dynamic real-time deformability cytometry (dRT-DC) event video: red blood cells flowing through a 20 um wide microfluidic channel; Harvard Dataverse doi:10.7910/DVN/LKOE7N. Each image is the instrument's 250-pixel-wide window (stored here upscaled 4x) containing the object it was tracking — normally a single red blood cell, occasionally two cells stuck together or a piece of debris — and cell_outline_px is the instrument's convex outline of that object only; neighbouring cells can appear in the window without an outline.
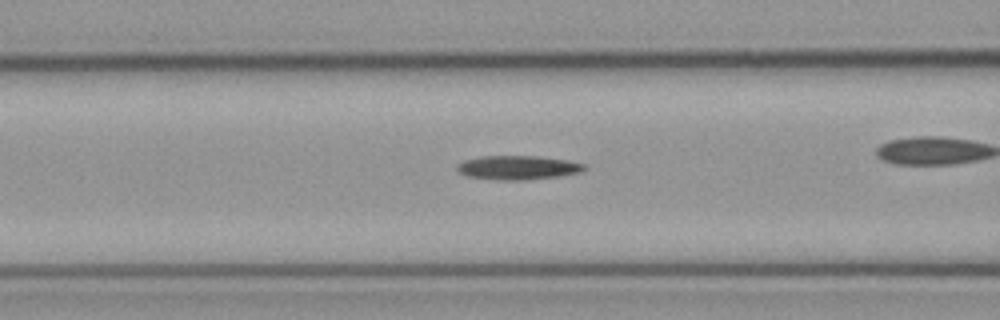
{"species": "common noctule bat (a hibernating species)", "species_latin": "Nyctalus noctula", "temperature_condition": "cold", "stored_images_in_passage": 31, "camera_frame_rate_fps": 3000, "um_per_image_px": 0.085, "animal": {"sex": "male", "body_mass_g": 23.1, "forearm_length_mm": 52.7}, "frame": {"image": 1, "passage_image": 10, "time_ms": 3.0, "image_size_px": [1000, 320], "cell_outline_px": [[584, 168], [580, 172], [556, 176], [524, 180], [500, 180], [468, 176], [460, 172], [456, 168], [456, 164], [464, 160], [484, 156], [536, 156], [568, 160], [584, 164]], "centroid_in_image_um": [43.98, 14.24], "position_along_channel_um": 122.6, "area_um2": 17.51}}